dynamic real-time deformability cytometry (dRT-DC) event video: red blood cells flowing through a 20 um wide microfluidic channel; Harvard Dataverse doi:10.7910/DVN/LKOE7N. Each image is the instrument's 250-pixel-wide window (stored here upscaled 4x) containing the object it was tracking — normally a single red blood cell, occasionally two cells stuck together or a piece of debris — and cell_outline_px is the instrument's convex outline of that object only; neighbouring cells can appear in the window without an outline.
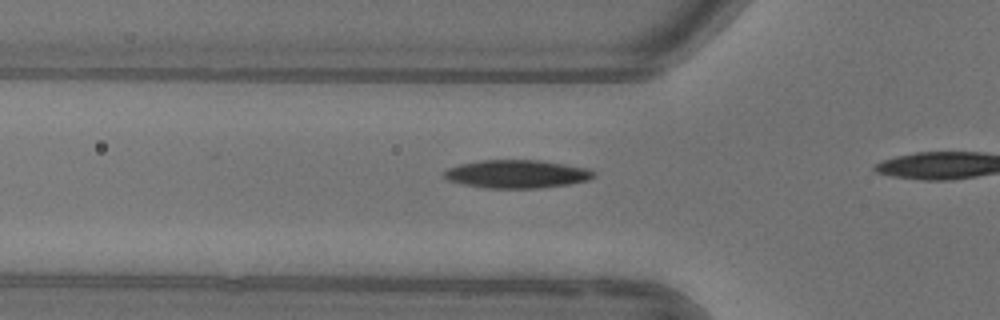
{"species": "common noctule bat (a hibernating species)", "species_latin": "Nyctalus noctula", "temperature_condition": "warm", "stored_images_in_passage": 3, "camera_frame_rate_fps": 3000, "um_per_image_px": 0.085, "animal": {"sex": "female"}, "frame": {"image": 1, "passage_image": 3, "time_ms": 2.333, "image_size_px": [1000, 320], "cell_outline_px": [[596, 176], [588, 180], [568, 184], [536, 188], [484, 188], [464, 184], [448, 180], [444, 176], [444, 172], [448, 168], [460, 164], [480, 160], [544, 160], [588, 168], [596, 172]], "centroid_in_image_um": [43.97, 14.78], "position_along_channel_um": 81.8, "area_um2": 24.62}}